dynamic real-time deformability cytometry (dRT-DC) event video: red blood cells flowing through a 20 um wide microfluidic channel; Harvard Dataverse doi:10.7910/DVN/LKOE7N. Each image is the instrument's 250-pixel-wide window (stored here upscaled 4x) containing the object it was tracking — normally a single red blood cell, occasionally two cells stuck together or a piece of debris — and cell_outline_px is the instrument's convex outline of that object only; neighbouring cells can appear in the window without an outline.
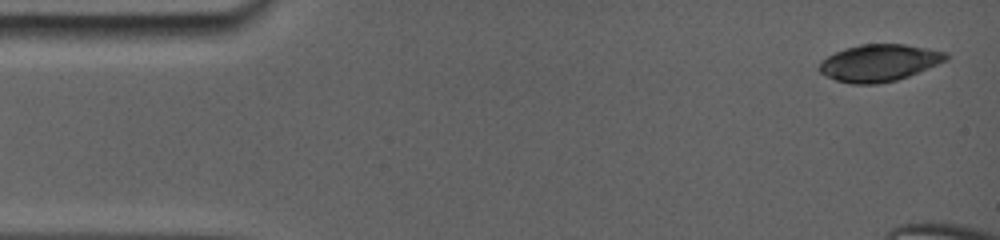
{"species": "common noctule bat (a hibernating species)", "species_latin": "Nyctalus noctula", "temperature_condition": "room temperature", "stored_images_in_passage": 5, "camera_frame_rate_fps": 5000, "um_per_image_px": 0.085, "animal": {"sex": "female", "body_mass_g": 19.0, "forearm_length_mm": 56.7}, "frame": {"image": 1, "passage_image": 1, "time_ms": 0.0, "image_size_px": [1000, 240], "cell_outline_px": [[948, 60], [908, 76], [896, 80], [876, 84], [852, 84], [836, 80], [824, 76], [820, 72], [820, 60], [844, 48], [860, 44], [904, 44], [928, 48], [948, 52]], "centroid_in_image_um": [74.73, 5.34], "position_along_channel_um": 10.3, "area_um2": 27.34}}